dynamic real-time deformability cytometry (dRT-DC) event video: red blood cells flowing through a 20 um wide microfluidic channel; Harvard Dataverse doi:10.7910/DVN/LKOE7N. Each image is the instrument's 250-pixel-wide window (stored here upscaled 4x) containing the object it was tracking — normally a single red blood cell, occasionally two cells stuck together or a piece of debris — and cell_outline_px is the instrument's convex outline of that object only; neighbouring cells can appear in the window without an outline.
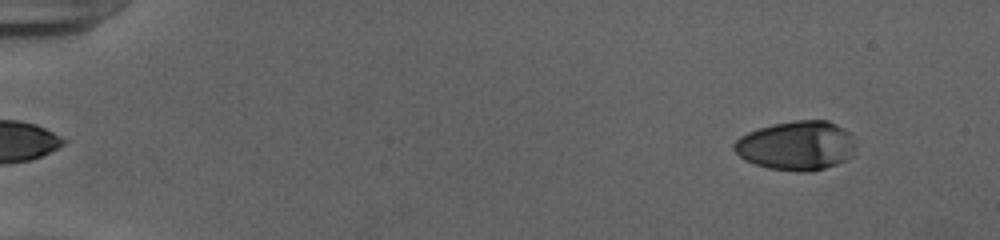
{"species": "human", "species_latin": "Homo sapiens", "temperature_condition": "cold", "stored_images_in_passage": 51, "camera_frame_rate_fps": 3000, "um_per_image_px": 0.085, "donor": {"sex": "female"}, "frame": {"image": 1, "passage_image": 3, "time_ms": 0.667, "image_size_px": [1000, 240], "cell_outline_px": [[856, 148], [852, 156], [848, 160], [812, 172], [800, 172], [768, 168], [744, 160], [732, 148], [732, 144], [740, 136], [748, 132], [772, 124], [796, 120], [828, 120], [844, 128], [848, 132], [856, 144]], "centroid_in_image_um": [67.72, 12.38], "position_along_channel_um": 17.3, "area_um2": 35.14}}
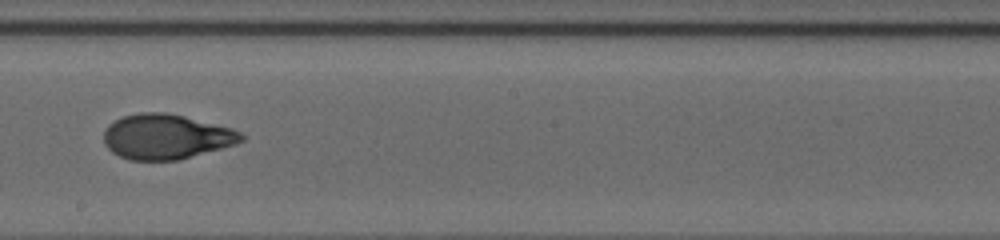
{"frame": {"image": 2, "passage_image": 30, "time_ms": 9.667, "image_size_px": [1000, 240], "cell_outline_px": [[244, 140], [236, 144], [180, 160], [128, 160], [112, 152], [104, 144], [104, 132], [108, 124], [124, 116], [140, 112], [164, 112], [184, 116], [232, 128], [240, 132], [244, 136]], "centroid_in_image_um": [14.12, 11.62], "position_along_channel_um": 234.1, "area_um2": 36.07}}
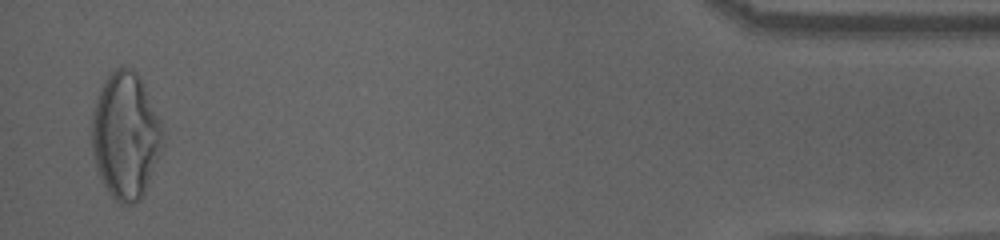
{"frame": {"image": 3, "passage_image": 50, "time_ms": 16.333, "image_size_px": [1000, 240], "cell_outline_px": [[164, 136], [144, 192], [140, 200], [132, 204], [120, 204], [112, 196], [104, 184], [96, 168], [92, 152], [92, 116], [96, 100], [104, 80], [116, 68], [132, 68], [140, 76], [160, 120]], "centroid_in_image_um": [10.65, 11.51], "position_along_channel_um": 424.6, "area_um2": 51.44}, "authors_computed_cell_mechanics": {"area_um2": 36.0672, "velocity_mm_per_s": 3.943, "shape_relaxation_time_tau1_ms": 5.3886, "shape_relaxation_time_tau2_ms": 1.0874, "deformation_change_tau1": 0.2453, "deformation_change_tau2": 0.0582}}